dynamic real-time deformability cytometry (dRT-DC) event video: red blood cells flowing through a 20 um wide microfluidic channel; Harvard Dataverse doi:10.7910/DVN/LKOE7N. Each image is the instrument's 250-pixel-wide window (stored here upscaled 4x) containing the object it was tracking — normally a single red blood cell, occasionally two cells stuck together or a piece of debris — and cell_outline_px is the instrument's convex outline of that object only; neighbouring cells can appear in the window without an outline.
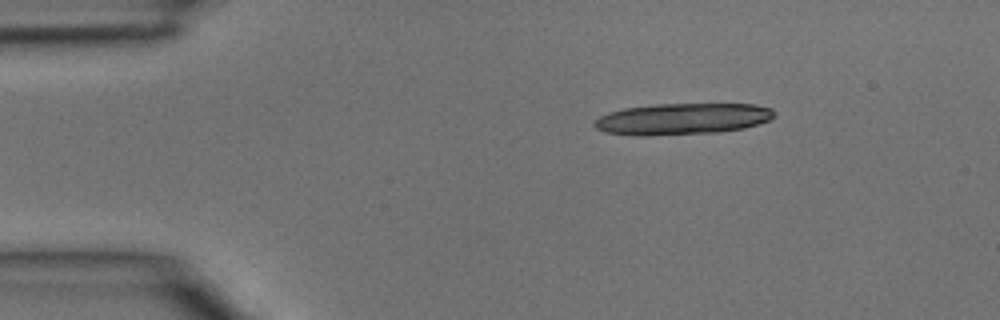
{"species": "common noctule bat (a hibernating species)", "species_latin": "Nyctalus noctula", "temperature_condition": "room temperature", "stored_images_in_passage": 3, "camera_frame_rate_fps": 3000, "um_per_image_px": 0.085, "animal": {"sex": "male", "body_mass_g": 15.6}, "frame": {"image": 1, "passage_image": 3, "time_ms": 0.667, "image_size_px": [1000, 320], "cell_outline_px": [[772, 116], [768, 120], [744, 128], [716, 132], [644, 136], [632, 136], [604, 132], [596, 128], [592, 124], [600, 116], [608, 112], [624, 108], [656, 104], [756, 104], [772, 108]], "centroid_in_image_um": [57.92, 10.11], "position_along_channel_um": 27.1, "area_um2": 32.83}}